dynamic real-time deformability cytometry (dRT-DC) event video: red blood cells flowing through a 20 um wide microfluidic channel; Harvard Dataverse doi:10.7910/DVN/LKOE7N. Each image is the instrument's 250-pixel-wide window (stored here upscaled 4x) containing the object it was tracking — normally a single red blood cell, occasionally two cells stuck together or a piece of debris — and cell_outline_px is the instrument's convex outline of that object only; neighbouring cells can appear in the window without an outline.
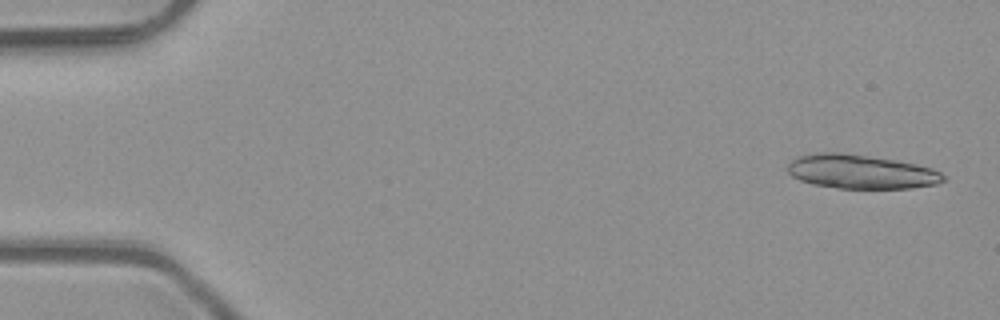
{"species": "common noctule bat (a hibernating species)", "species_latin": "Nyctalus noctula", "temperature_condition": "room temperature", "stored_images_in_passage": 6, "camera_frame_rate_fps": 3000, "um_per_image_px": 0.085, "animal": {"sex": "male", "body_mass_g": 23.1, "forearm_length_mm": 52.7}, "frame": {"image": 1, "passage_image": 1, "time_ms": 0.0, "image_size_px": [1000, 320], "cell_outline_px": [[944, 180], [936, 184], [912, 188], [836, 188], [812, 184], [800, 180], [792, 176], [788, 172], [788, 164], [796, 156], [816, 152], [840, 152], [896, 160], [916, 164], [932, 168], [940, 172], [944, 176]], "centroid_in_image_um": [73.15, 14.59], "position_along_channel_um": 11.9, "area_um2": 30.92}}